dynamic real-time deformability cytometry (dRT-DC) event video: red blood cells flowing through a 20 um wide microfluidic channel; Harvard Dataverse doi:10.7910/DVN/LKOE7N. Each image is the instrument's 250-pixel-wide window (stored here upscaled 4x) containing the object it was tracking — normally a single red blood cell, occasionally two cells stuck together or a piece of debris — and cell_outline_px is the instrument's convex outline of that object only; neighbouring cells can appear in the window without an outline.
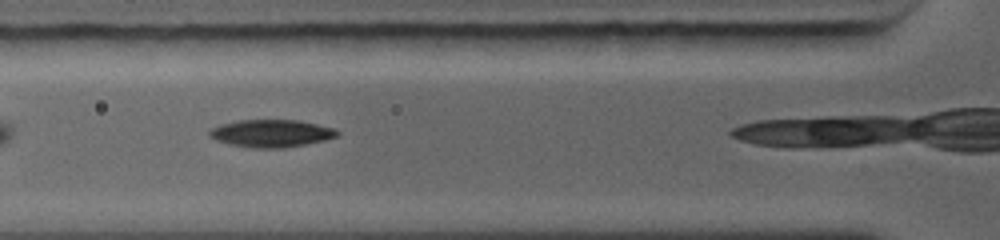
{"species": "common noctule bat (a hibernating species)", "species_latin": "Nyctalus noctula", "temperature_condition": "warm", "stored_images_in_passage": 12, "camera_frame_rate_fps": 5000, "um_per_image_px": 0.085, "animal": {"sex": "female", "body_mass_g": 19.0, "forearm_length_mm": 56.7}, "frame": {"image": 1, "passage_image": 3, "time_ms": 1.0, "image_size_px": [1000, 240], "cell_outline_px": [[340, 136], [324, 140], [284, 148], [252, 148], [228, 144], [216, 140], [208, 136], [208, 132], [212, 128], [220, 124], [236, 120], [296, 120], [336, 128], [340, 132]], "centroid_in_image_um": [23.05, 11.33], "position_along_channel_um": 102.7, "area_um2": 20.63}}